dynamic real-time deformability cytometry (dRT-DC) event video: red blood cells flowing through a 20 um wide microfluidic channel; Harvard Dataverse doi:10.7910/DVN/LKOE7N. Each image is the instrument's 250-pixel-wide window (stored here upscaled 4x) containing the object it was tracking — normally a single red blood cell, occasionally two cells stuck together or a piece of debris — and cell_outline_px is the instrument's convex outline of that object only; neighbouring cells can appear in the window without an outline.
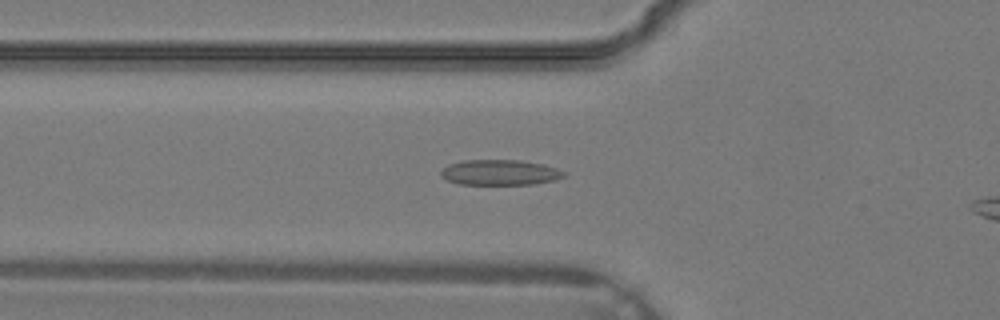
{"species": "common noctule bat (a hibernating species)", "species_latin": "Nyctalus noctula", "temperature_condition": "warm", "stored_images_in_passage": 26, "camera_frame_rate_fps": 3000, "um_per_image_px": 0.085, "animal": {"sex": "male", "body_mass_g": 19.2, "forearm_length_mm": 51.8}, "frame": {"image": 1, "passage_image": 6, "time_ms": 1.667, "image_size_px": [1000, 320], "cell_outline_px": [[568, 172], [564, 176], [556, 180], [532, 184], [460, 184], [448, 180], [440, 176], [440, 172], [448, 164], [464, 160], [520, 160], [544, 164]], "centroid_in_image_um": [42.52, 14.65], "position_along_channel_um": 83.3, "area_um2": 18.26}}
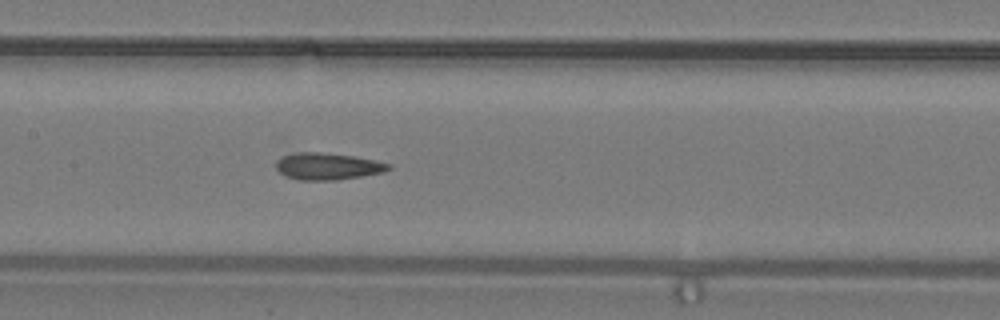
{"frame": {"image": 2, "passage_image": 11, "time_ms": 3.333, "image_size_px": [1000, 320], "cell_outline_px": [[392, 168], [384, 172], [336, 180], [300, 180], [288, 176], [280, 172], [276, 168], [276, 160], [284, 156], [296, 152], [320, 152], [352, 156], [392, 164]], "centroid_in_image_um": [27.85, 14.13], "position_along_channel_um": 179.5, "area_um2": 17.4}}
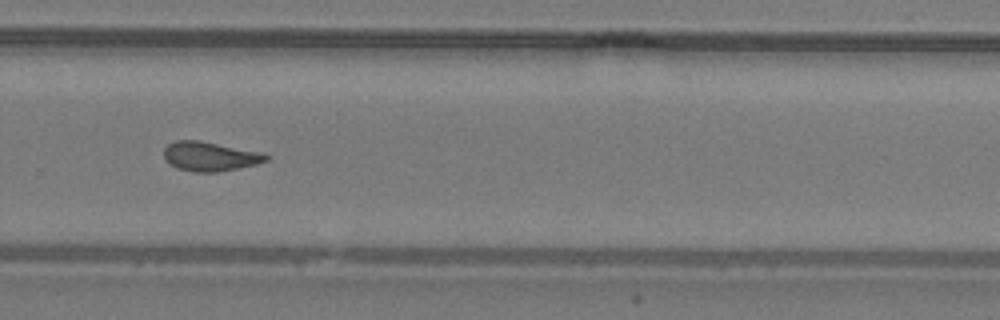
{"frame": {"image": 3, "passage_image": 18, "time_ms": 5.667, "image_size_px": [1000, 320], "cell_outline_px": [[272, 156], [268, 160], [256, 164], [216, 172], [196, 172], [176, 168], [164, 156], [164, 148], [168, 144], [176, 140], [200, 140], [264, 152]], "centroid_in_image_um": [17.9, 13.27], "position_along_channel_um": 311.9, "area_um2": 17.51}}